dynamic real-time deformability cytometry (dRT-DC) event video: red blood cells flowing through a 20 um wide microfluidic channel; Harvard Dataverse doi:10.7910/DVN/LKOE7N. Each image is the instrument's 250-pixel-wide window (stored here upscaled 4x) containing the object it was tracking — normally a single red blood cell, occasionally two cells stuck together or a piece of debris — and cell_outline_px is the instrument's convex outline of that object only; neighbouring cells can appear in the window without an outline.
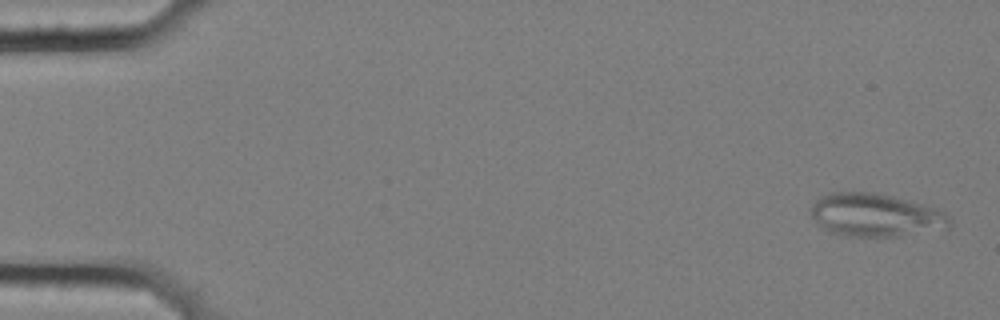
{"species": "common noctule bat (a hibernating species)", "species_latin": "Nyctalus noctula", "temperature_condition": "cold", "stored_images_in_passage": 57, "camera_frame_rate_fps": 3000, "um_per_image_px": 0.085, "animal": {"sex": "female", "body_mass_g": 25.1}, "frame": {"image": 1, "passage_image": 2, "time_ms": 0.333, "image_size_px": [1000, 320], "cell_outline_px": [[952, 228], [900, 236], [844, 236], [828, 232], [820, 228], [816, 224], [808, 212], [812, 204], [820, 196], [828, 192], [876, 192], [908, 200], [936, 208], [944, 212], [952, 220]], "centroid_in_image_um": [74.39, 18.29], "position_along_channel_um": 10.6, "area_um2": 35.55}}
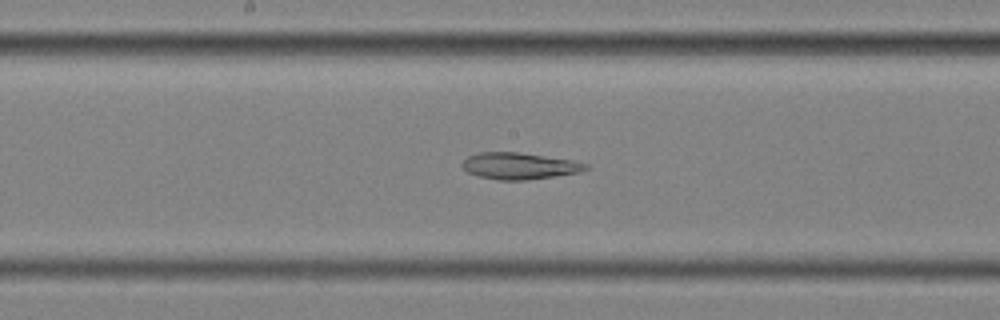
{"frame": {"image": 2, "passage_image": 30, "time_ms": 9.667, "image_size_px": [1000, 320], "cell_outline_px": [[592, 168], [580, 172], [556, 176], [524, 180], [500, 180], [480, 176], [468, 172], [460, 164], [468, 156], [480, 152], [516, 152], [572, 160], [588, 164]], "centroid_in_image_um": [44.18, 14.1], "position_along_channel_um": 204.0, "area_um2": 19.02}}
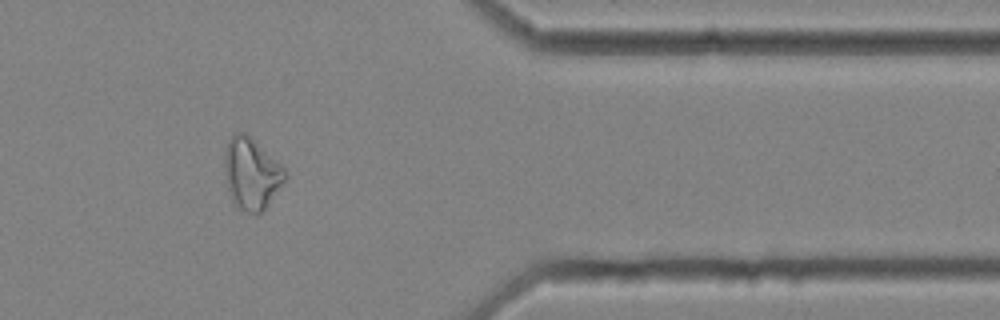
{"frame": {"image": 3, "passage_image": 47, "time_ms": 15.333, "image_size_px": [1000, 320], "cell_outline_px": [[288, 176], [268, 204], [260, 212], [248, 212], [240, 208], [232, 200], [228, 192], [224, 168], [224, 152], [228, 140], [236, 132], [244, 132], [280, 164], [288, 172]], "centroid_in_image_um": [21.35, 14.74], "position_along_channel_um": 390.0, "area_um2": 24.74}}